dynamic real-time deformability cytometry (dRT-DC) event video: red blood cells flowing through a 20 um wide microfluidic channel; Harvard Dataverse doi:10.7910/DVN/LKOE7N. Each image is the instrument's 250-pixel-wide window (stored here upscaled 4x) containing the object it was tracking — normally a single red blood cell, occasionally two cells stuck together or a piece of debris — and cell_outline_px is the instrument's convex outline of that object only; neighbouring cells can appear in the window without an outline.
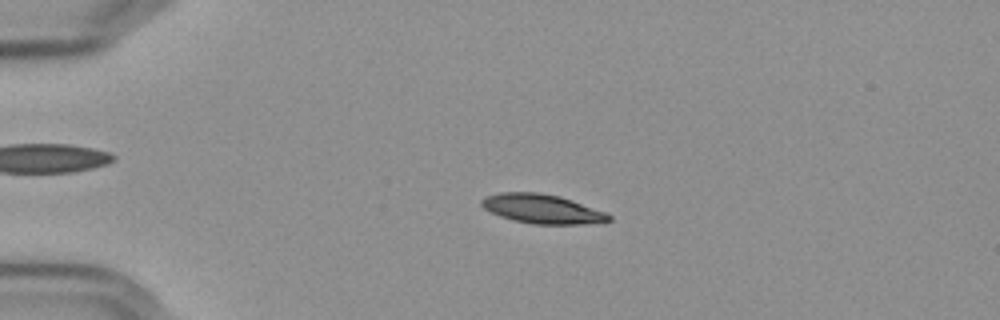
{"species": "Egyptian fruit bat (a non-hibernating species)", "species_latin": "Rousettus aegyptiacus", "temperature_condition": "cold", "stored_images_in_passage": 57, "camera_frame_rate_fps": 3000, "um_per_image_px": 0.085, "frame": {"image": 1, "passage_image": 13, "time_ms": 4.0, "image_size_px": [1000, 320], "cell_outline_px": [[612, 220], [584, 224], [532, 224], [512, 220], [500, 216], [484, 208], [480, 204], [480, 200], [484, 196], [500, 192], [540, 192], [560, 196], [572, 200], [604, 212], [612, 216]], "centroid_in_image_um": [46.04, 17.74], "position_along_channel_um": 39.0, "area_um2": 21.68}}
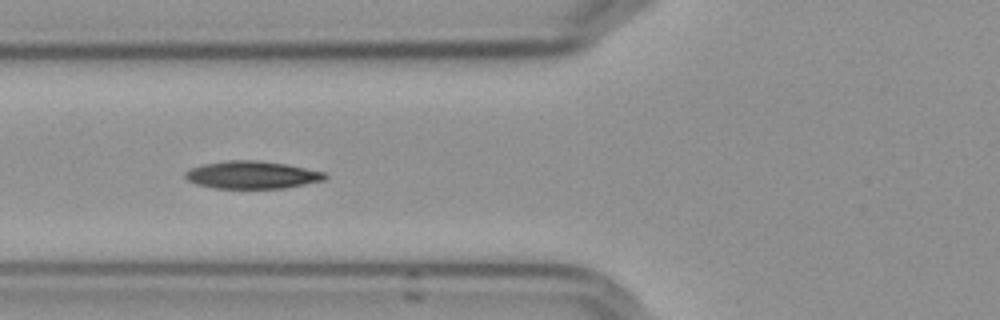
{"frame": {"image": 2, "passage_image": 22, "time_ms": 7.0, "image_size_px": [1000, 320], "cell_outline_px": [[328, 176], [324, 180], [284, 188], [212, 188], [196, 184], [188, 180], [184, 176], [184, 172], [188, 168], [204, 164], [228, 160], [260, 160], [284, 164], [324, 172]], "centroid_in_image_um": [21.36, 14.86], "position_along_channel_um": 104.4, "area_um2": 22.43}}
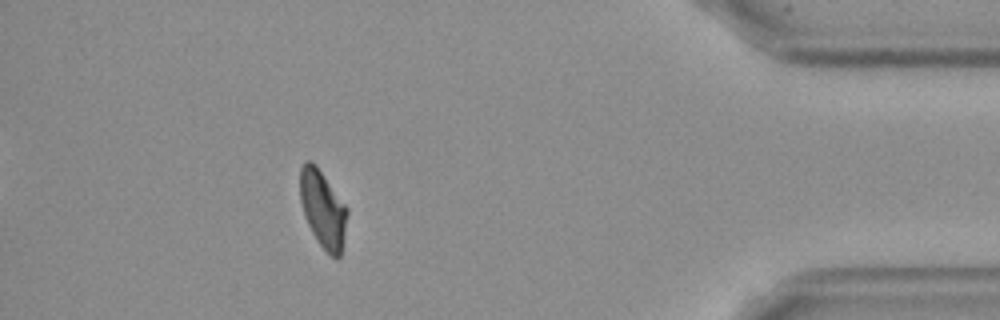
{"frame": {"image": 3, "passage_image": 51, "time_ms": 16.667, "image_size_px": [1000, 320], "cell_outline_px": [[348, 212], [340, 256], [332, 256], [316, 240], [304, 216], [300, 200], [300, 168], [304, 160], [312, 160], [316, 164], [348, 208]], "centroid_in_image_um": [27.42, 17.7], "position_along_channel_um": 407.8, "area_um2": 21.1}, "authors_computed_cell_mechanics": {"area_um2": 21.7906, "velocity_mm_per_s": 3.5928, "shape_relaxation_time_tau1_ms": 4.7836, "shape_relaxation_time_tau2_ms": 8.6987, "deformation_change_tau1": 0.1534, "deformation_change_tau2": 0.1382}}